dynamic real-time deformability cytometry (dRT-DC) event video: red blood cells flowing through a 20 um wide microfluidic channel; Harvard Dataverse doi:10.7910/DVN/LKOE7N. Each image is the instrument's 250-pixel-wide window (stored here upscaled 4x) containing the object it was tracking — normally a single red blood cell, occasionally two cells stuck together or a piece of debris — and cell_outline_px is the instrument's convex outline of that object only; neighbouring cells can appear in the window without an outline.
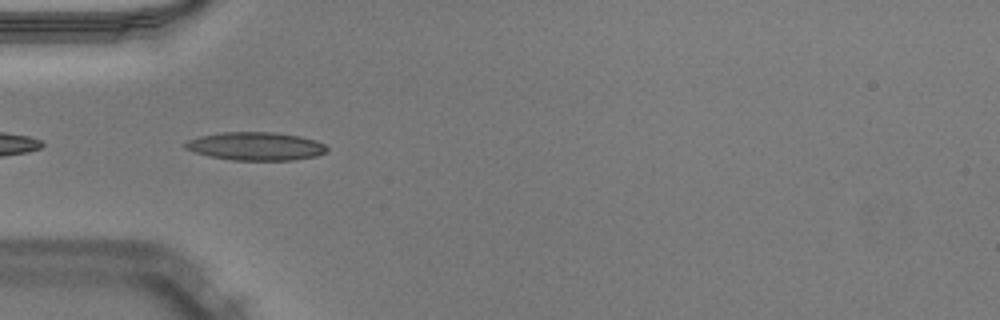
{"species": "Egyptian fruit bat (a non-hibernating species)", "species_latin": "Rousettus aegyptiacus", "temperature_condition": "warm", "stored_images_in_passage": 4, "camera_frame_rate_fps": 3000, "um_per_image_px": 0.085, "animal": {"sex": "male"}, "frame": {"image": 1, "passage_image": 2, "time_ms": 0.333, "image_size_px": [1000, 320], "cell_outline_px": [[328, 152], [316, 156], [292, 160], [232, 160], [208, 156], [184, 148], [184, 144], [188, 140], [200, 136], [224, 132], [276, 132], [300, 136], [316, 140], [324, 144], [328, 148]], "centroid_in_image_um": [21.77, 12.43], "position_along_channel_um": 63.2, "area_um2": 23.35}}